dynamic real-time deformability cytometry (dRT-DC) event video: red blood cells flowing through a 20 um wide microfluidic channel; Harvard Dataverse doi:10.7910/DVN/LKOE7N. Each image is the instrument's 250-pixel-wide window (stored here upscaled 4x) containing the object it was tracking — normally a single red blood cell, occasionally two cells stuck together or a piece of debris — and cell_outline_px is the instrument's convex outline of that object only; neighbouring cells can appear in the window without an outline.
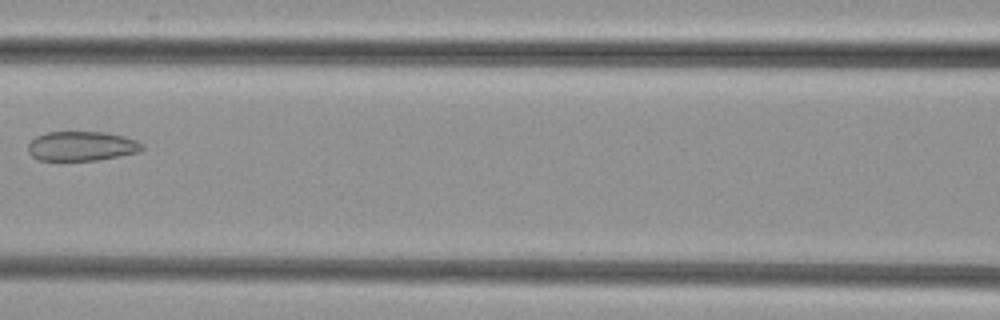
{"species": "common noctule bat (a hibernating species)", "species_latin": "Nyctalus noctula", "temperature_condition": "cold", "stored_images_in_passage": 5, "camera_frame_rate_fps": 3000, "um_per_image_px": 0.085, "animal": {"sex": "female", "body_mass_g": 29.2, "forearm_length_mm": 56.3}, "frame": {"image": 1, "passage_image": 4, "time_ms": 1.0, "image_size_px": [1000, 320], "cell_outline_px": [[144, 148], [140, 152], [120, 156], [96, 160], [40, 160], [32, 156], [28, 152], [28, 144], [36, 136], [48, 132], [108, 132], [124, 136], [136, 140], [144, 144]], "centroid_in_image_um": [6.98, 12.41], "position_along_channel_um": 159.6, "area_um2": 19.71}}
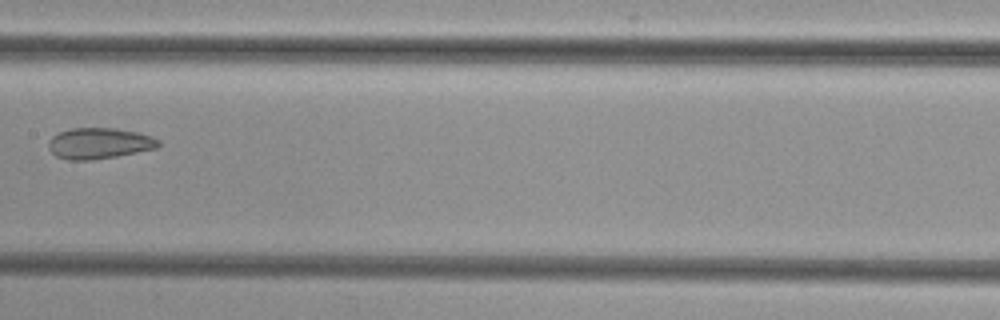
{"frame": {"image": 2, "passage_image": 5, "time_ms": 1.333, "image_size_px": [1000, 320], "cell_outline_px": [[160, 144], [156, 148], [116, 156], [92, 160], [68, 160], [56, 156], [48, 148], [48, 140], [52, 136], [60, 132], [72, 128], [116, 128], [140, 132], [152, 136], [160, 140]], "centroid_in_image_um": [8.43, 12.17], "position_along_channel_um": 199.0, "area_um2": 19.94}}